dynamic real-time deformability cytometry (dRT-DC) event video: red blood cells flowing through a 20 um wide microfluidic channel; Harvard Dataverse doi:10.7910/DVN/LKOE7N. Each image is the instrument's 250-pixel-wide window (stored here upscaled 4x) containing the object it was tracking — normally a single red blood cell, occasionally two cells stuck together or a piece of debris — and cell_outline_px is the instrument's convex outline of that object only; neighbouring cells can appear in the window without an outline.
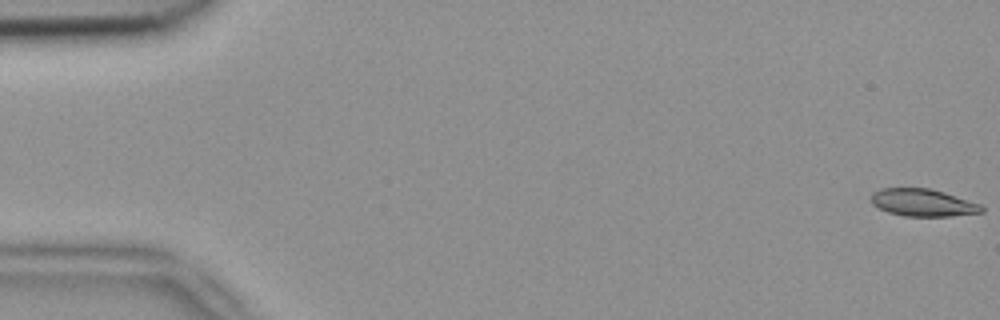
{"species": "common noctule bat (a hibernating species)", "species_latin": "Nyctalus noctula", "temperature_condition": "room temperature", "stored_images_in_passage": 52, "camera_frame_rate_fps": 3000, "um_per_image_px": 0.085, "animal": {"sex": "female", "body_mass_g": 18.4}, "frame": {"image": 1, "passage_image": 1, "time_ms": 0.0, "image_size_px": [1000, 320], "cell_outline_px": [[984, 212], [952, 216], [904, 216], [888, 212], [872, 204], [868, 200], [868, 196], [872, 192], [880, 188], [928, 188], [944, 192], [980, 204], [984, 208]], "centroid_in_image_um": [78.39, 17.22], "position_along_channel_um": 6.6, "area_um2": 17.8}}
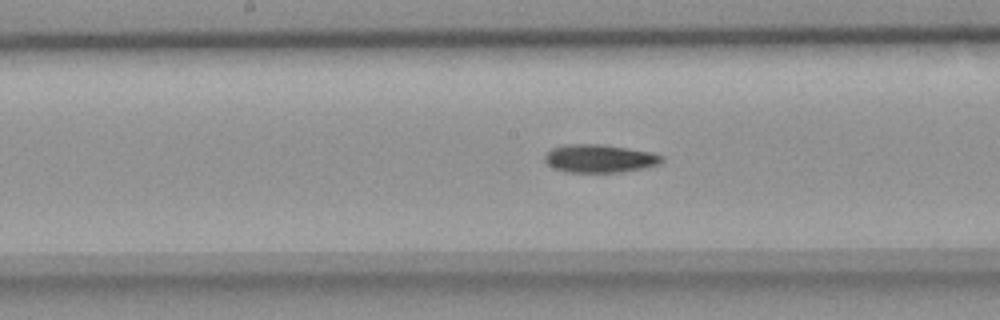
{"frame": {"image": 2, "passage_image": 27, "time_ms": 8.667, "image_size_px": [1000, 320], "cell_outline_px": [[664, 160], [660, 164], [644, 168], [620, 172], [564, 172], [548, 164], [544, 160], [544, 156], [552, 148], [564, 144], [600, 144], [628, 148], [652, 152], [664, 156]], "centroid_in_image_um": [50.99, 13.47], "position_along_channel_um": 197.2, "area_um2": 19.25}}
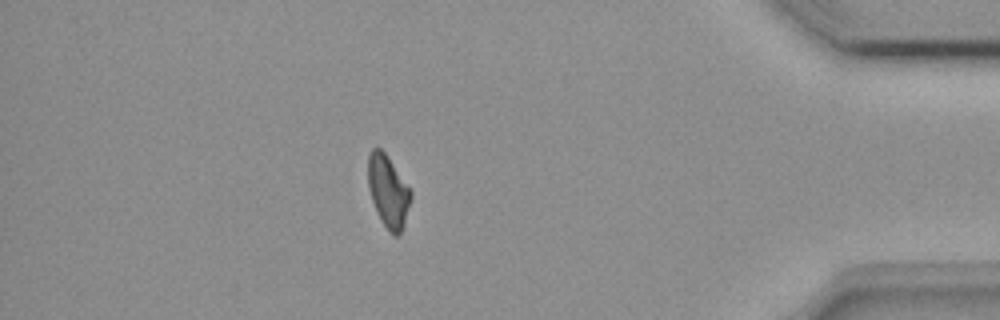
{"frame": {"image": 3, "passage_image": 46, "time_ms": 15.0, "image_size_px": [1000, 320], "cell_outline_px": [[412, 196], [404, 224], [400, 236], [392, 236], [380, 220], [376, 212], [368, 188], [368, 152], [372, 148], [380, 148], [384, 152], [412, 192]], "centroid_in_image_um": [32.98, 16.3], "position_along_channel_um": 402.2, "area_um2": 17.98}, "authors_computed_cell_mechanics": {"area_um2": 18.6116, "velocity_mm_per_s": 3.9031, "shape_relaxation_time_tau1_ms": 6.2715, "shape_relaxation_time_tau2_ms": null, "deformation_change_tau1": 0.1624, "deformation_change_tau2": null}}